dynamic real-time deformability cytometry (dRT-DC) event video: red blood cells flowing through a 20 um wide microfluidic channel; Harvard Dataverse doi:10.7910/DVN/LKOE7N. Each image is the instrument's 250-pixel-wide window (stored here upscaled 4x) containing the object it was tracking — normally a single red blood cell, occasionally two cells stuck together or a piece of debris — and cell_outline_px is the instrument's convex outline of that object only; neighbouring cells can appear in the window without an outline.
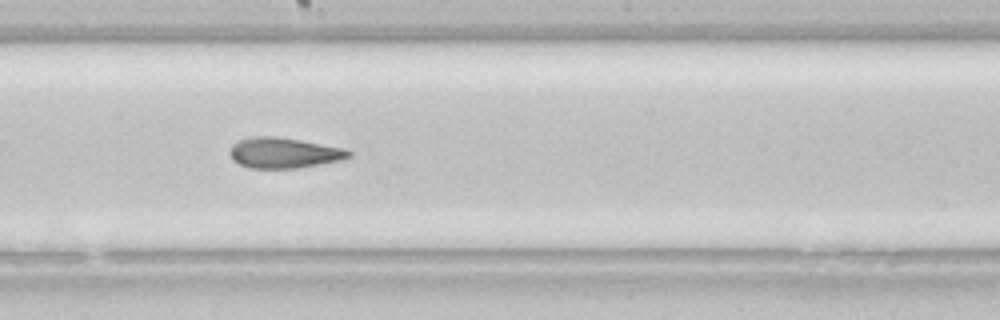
{"species": "common noctule bat (a hibernating species)", "species_latin": "Nyctalus noctula", "temperature_condition": "room temperature", "stored_images_in_passage": 45, "camera_frame_rate_fps": 3000, "um_per_image_px": 0.085, "animal": {"sex": "female", "body_mass_g": 22.7, "forearm_length_mm": 54.2}, "frame": {"image": 1, "passage_image": 20, "time_ms": 6.333, "image_size_px": [1000, 320], "cell_outline_px": [[352, 156], [344, 160], [296, 168], [248, 168], [232, 160], [228, 152], [232, 144], [240, 140], [252, 136], [276, 136], [300, 140], [344, 148], [352, 152]], "centroid_in_image_um": [24.12, 12.99], "position_along_channel_um": 224.1, "area_um2": 21.33}, "authors_computed_cell_mechanics": {"area_um2": 22.253, "velocity_mm_per_s": 3.8581, "shape_relaxation_time_tau1_ms": 7.2595, "shape_relaxation_time_tau2_ms": 2.2239, "deformation_change_tau1": 0.1678, "deformation_change_tau2": 0.0888}}